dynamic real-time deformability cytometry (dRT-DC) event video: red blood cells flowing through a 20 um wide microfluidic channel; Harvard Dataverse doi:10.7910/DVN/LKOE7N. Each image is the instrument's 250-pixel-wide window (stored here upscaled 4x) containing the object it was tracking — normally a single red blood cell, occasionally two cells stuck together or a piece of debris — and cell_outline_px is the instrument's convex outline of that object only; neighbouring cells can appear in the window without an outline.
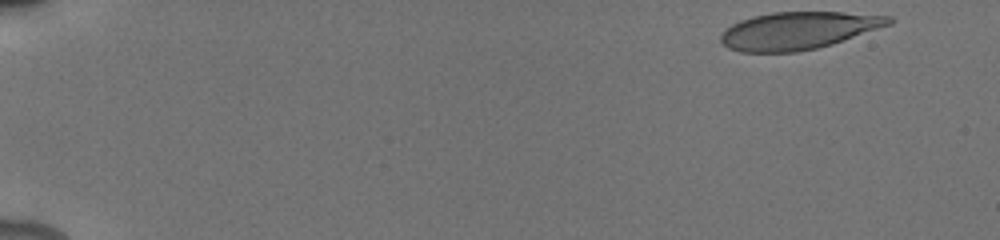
{"species": "human", "species_latin": "Homo sapiens", "temperature_condition": "cold", "stored_images_in_passage": 24, "camera_frame_rate_fps": 3000, "um_per_image_px": 0.085, "donor": {"sex": "male"}, "frame": {"image": 1, "passage_image": 1, "time_ms": 0.0, "image_size_px": [1000, 240], "cell_outline_px": [[892, 24], [832, 44], [816, 48], [796, 52], [740, 52], [728, 48], [720, 40], [720, 36], [732, 24], [740, 20], [752, 16], [772, 12], [844, 12], [892, 16]], "centroid_in_image_um": [67.86, 2.6], "position_along_channel_um": 17.1, "area_um2": 36.65}}
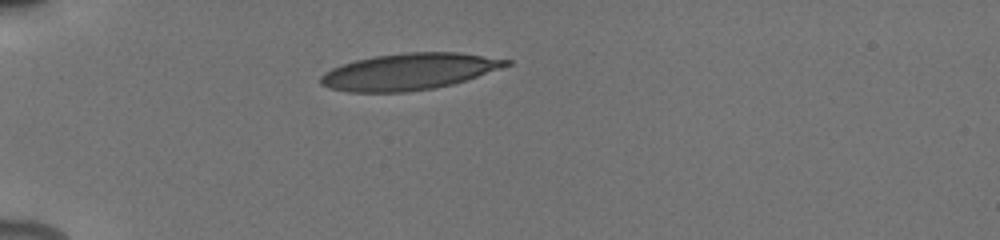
{"frame": {"image": 2, "passage_image": 20, "time_ms": 4.0, "image_size_px": [1000, 240], "cell_outline_px": [[512, 64], [452, 84], [436, 88], [404, 92], [348, 92], [328, 88], [320, 84], [320, 76], [324, 72], [332, 68], [356, 60], [376, 56], [404, 52], [460, 52], [512, 60]], "centroid_in_image_um": [34.75, 6.09], "position_along_channel_um": 50.3, "area_um2": 39.36}}